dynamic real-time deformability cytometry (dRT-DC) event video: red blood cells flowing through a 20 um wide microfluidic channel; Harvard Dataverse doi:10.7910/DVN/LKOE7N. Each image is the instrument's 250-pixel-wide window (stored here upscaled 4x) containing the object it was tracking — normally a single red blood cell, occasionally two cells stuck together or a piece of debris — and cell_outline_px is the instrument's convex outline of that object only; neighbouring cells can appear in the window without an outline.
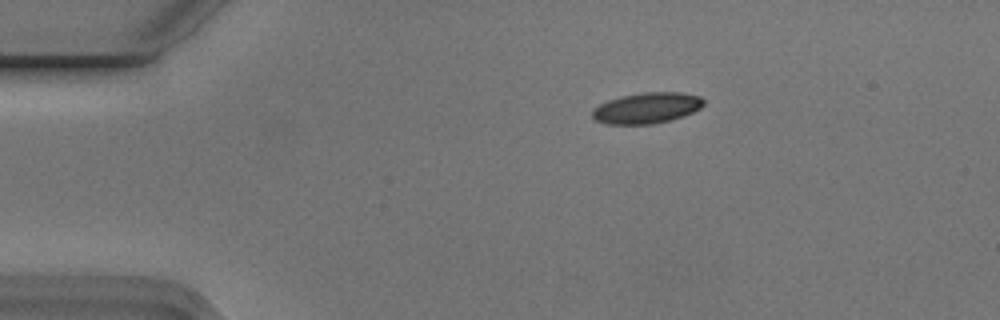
{"species": "Egyptian fruit bat (a non-hibernating species)", "species_latin": "Rousettus aegyptiacus", "temperature_condition": "cold", "stored_images_in_passage": 4, "camera_frame_rate_fps": 3000, "um_per_image_px": 0.085, "animal": {"sex": "male"}, "frame": {"image": 1, "passage_image": 1, "time_ms": 0.0, "image_size_px": [1000, 320], "cell_outline_px": [[704, 104], [700, 108], [684, 116], [672, 120], [652, 124], [608, 124], [596, 120], [592, 116], [592, 108], [608, 100], [624, 96], [644, 92], [680, 92], [700, 96], [704, 100]], "centroid_in_image_um": [54.99, 9.18], "position_along_channel_um": 30.0, "area_um2": 20.0}}
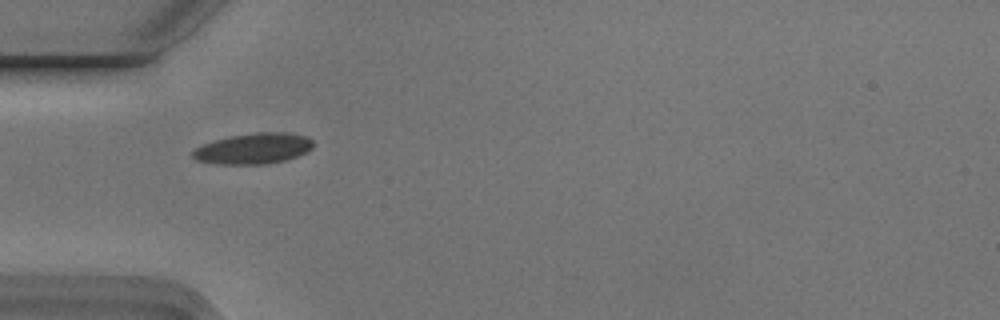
{"frame": {"image": 2, "passage_image": 3, "time_ms": 0.667, "image_size_px": [1000, 320], "cell_outline_px": [[312, 148], [308, 152], [284, 160], [264, 164], [216, 164], [196, 160], [192, 156], [192, 152], [196, 148], [204, 144], [228, 136], [256, 132], [284, 132], [304, 136], [312, 140]], "centroid_in_image_um": [21.53, 12.62], "position_along_channel_um": 63.5, "area_um2": 21.44}}